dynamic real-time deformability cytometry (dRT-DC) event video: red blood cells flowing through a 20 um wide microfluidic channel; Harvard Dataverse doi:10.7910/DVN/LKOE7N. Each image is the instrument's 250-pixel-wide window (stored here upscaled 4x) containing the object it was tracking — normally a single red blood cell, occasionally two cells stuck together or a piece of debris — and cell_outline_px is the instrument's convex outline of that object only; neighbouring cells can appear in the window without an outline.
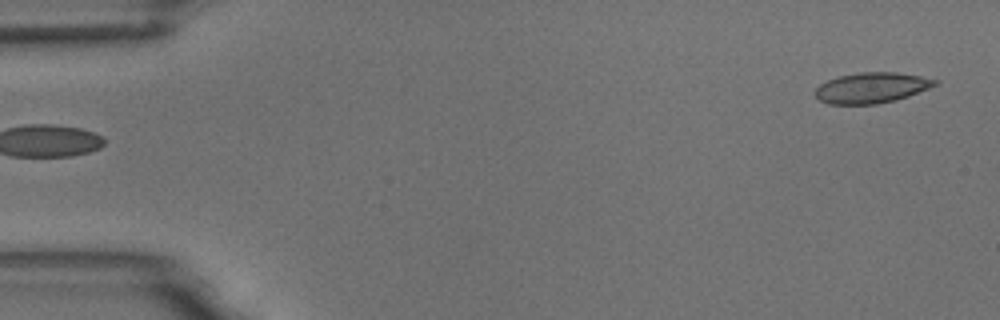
{"species": "common noctule bat (a hibernating species)", "species_latin": "Nyctalus noctula", "temperature_condition": "room temperature", "stored_images_in_passage": 5, "segment_of_instrument_passage": [2, 2], "camera_frame_rate_fps": 3000, "um_per_image_px": 0.085, "animal": {"sex": "male", "body_mass_g": 18.8}, "frame": {"image": 1, "passage_image": 5, "time_ms": 5.667, "image_size_px": [1000, 320], "cell_outline_px": [[940, 80], [936, 84], [928, 88], [908, 96], [896, 100], [876, 104], [828, 104], [820, 100], [816, 96], [816, 88], [820, 84], [836, 76], [860, 72], [896, 72], [920, 76]], "centroid_in_image_um": [74.07, 7.45], "position_along_channel_um": 10.9, "area_um2": 21.27}}